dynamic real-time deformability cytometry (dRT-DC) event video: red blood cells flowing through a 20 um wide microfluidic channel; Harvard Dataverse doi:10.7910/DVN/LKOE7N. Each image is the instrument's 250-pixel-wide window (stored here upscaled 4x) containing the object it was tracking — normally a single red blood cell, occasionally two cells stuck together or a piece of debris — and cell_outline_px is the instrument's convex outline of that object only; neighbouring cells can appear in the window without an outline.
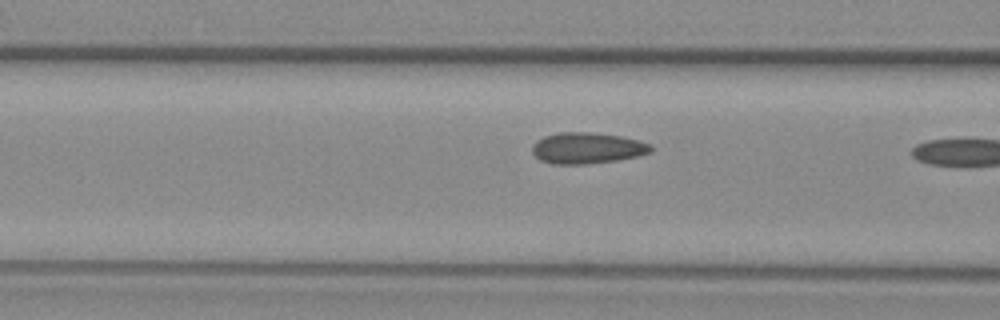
{"species": "common noctule bat (a hibernating species)", "species_latin": "Nyctalus noctula", "temperature_condition": "warm", "stored_images_in_passage": 14, "camera_frame_rate_fps": 3000, "um_per_image_px": 0.085, "animal": {"sex": "female", "body_mass_g": 29.2, "forearm_length_mm": 56.3}, "frame": {"image": 1, "passage_image": 12, "time_ms": 3.667, "image_size_px": [1000, 320], "cell_outline_px": [[652, 152], [636, 156], [616, 160], [584, 164], [552, 164], [540, 160], [532, 152], [532, 144], [536, 140], [544, 136], [560, 132], [588, 132], [620, 136], [640, 140], [652, 144]], "centroid_in_image_um": [49.9, 12.58], "position_along_channel_um": 116.7, "area_um2": 21.56}}